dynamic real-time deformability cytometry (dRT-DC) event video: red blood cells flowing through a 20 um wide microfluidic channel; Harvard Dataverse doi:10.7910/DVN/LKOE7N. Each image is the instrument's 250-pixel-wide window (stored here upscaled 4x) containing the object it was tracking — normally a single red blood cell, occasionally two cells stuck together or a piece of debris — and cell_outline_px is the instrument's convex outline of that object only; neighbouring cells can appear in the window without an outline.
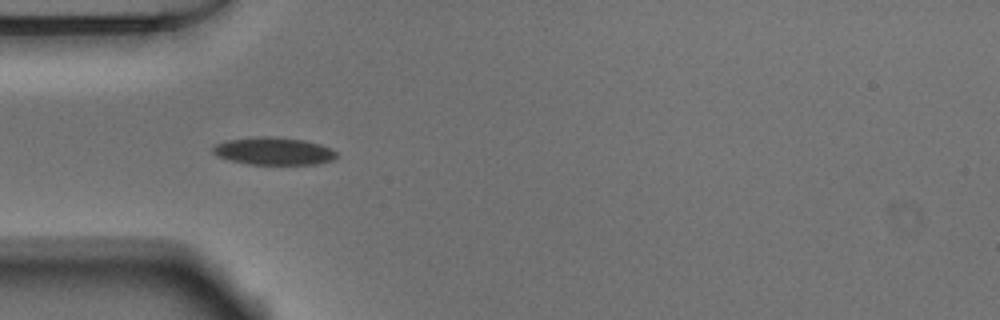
{"species": "Egyptian fruit bat (a non-hibernating species)", "species_latin": "Rousettus aegyptiacus", "temperature_condition": "warm", "stored_images_in_passage": 38, "camera_frame_rate_fps": 3000, "um_per_image_px": 0.085, "animal": {"sex": "male"}, "frame": {"image": 1, "passage_image": 1, "time_ms": 0.0, "image_size_px": [1000, 320], "cell_outline_px": [[336, 156], [332, 160], [316, 164], [248, 164], [228, 160], [216, 156], [212, 152], [212, 148], [216, 144], [224, 140], [260, 136], [268, 136], [304, 140], [320, 144], [332, 148], [336, 152]], "centroid_in_image_um": [23.22, 12.84], "position_along_channel_um": 61.8, "area_um2": 19.94}}
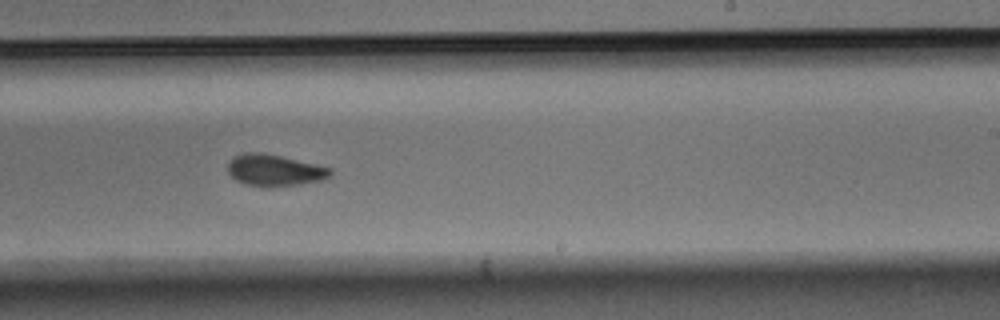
{"frame": {"image": 2, "passage_image": 17, "time_ms": 5.333, "image_size_px": [1000, 320], "cell_outline_px": [[332, 172], [324, 180], [300, 184], [264, 188], [244, 184], [236, 180], [228, 172], [228, 164], [232, 156], [244, 152], [260, 152], [280, 156], [316, 164], [332, 168]], "centroid_in_image_um": [23.31, 14.48], "position_along_channel_um": 265.7, "area_um2": 19.07}}
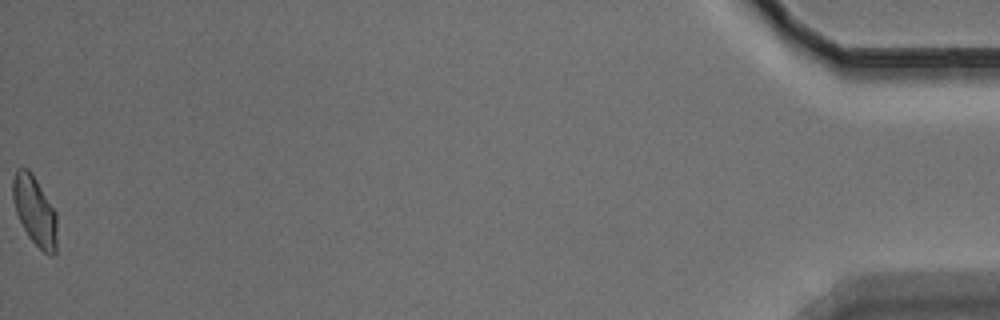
{"frame": {"image": 3, "passage_image": 38, "time_ms": 12.333, "image_size_px": [1000, 320], "cell_outline_px": [[56, 252], [52, 256], [44, 252], [28, 236], [16, 212], [12, 196], [12, 176], [16, 168], [28, 168], [32, 172], [56, 212]], "centroid_in_image_um": [2.94, 17.87], "position_along_channel_um": 432.3, "area_um2": 17.8}, "authors_computed_cell_mechanics": {"area_um2": 18.8139, "velocity_mm_per_s": 3.8336, "shape_relaxation_time_tau1_ms": 3.2584, "shape_relaxation_time_tau2_ms": 2.5547, "deformation_change_tau1": 0.1349, "deformation_change_tau2": 0.0719}}